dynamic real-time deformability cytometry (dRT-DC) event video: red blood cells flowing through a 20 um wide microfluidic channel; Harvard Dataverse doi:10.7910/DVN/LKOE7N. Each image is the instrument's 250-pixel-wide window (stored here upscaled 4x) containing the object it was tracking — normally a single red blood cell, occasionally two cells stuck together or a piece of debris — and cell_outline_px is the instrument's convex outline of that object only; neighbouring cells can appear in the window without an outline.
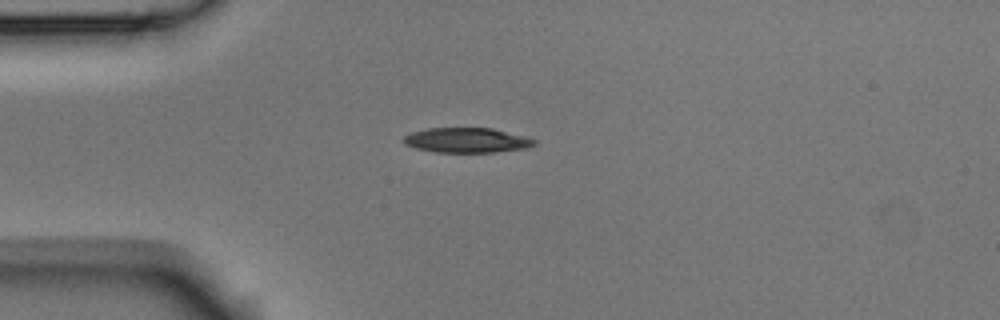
{"species": "Egyptian fruit bat (a non-hibernating species)", "species_latin": "Rousettus aegyptiacus", "temperature_condition": "room temperature", "stored_images_in_passage": 4, "camera_frame_rate_fps": 3000, "um_per_image_px": 0.085, "animal": {"sex": "male"}, "frame": {"image": 1, "passage_image": 1, "time_ms": 0.0, "image_size_px": [1000, 320], "cell_outline_px": [[536, 144], [528, 148], [492, 152], [436, 152], [416, 148], [404, 144], [400, 140], [404, 136], [412, 132], [428, 128], [492, 128], [524, 136], [536, 140]], "centroid_in_image_um": [39.65, 11.92], "position_along_channel_um": 45.3, "area_um2": 18.96}}
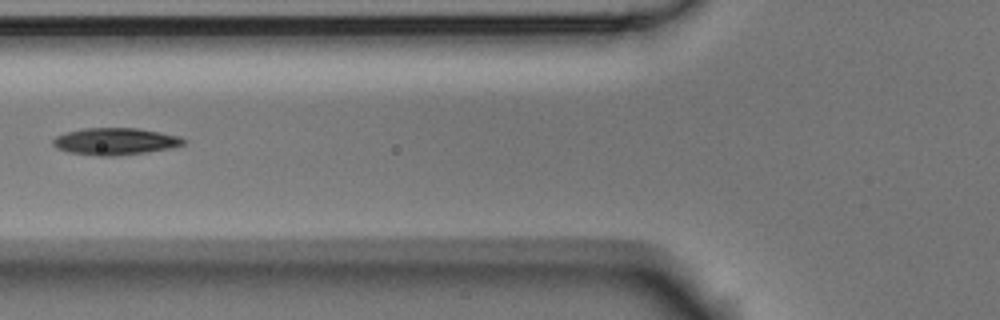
{"frame": {"image": 2, "passage_image": 3, "time_ms": 0.667, "image_size_px": [1000, 320], "cell_outline_px": [[188, 140], [184, 144], [168, 148], [144, 152], [116, 156], [96, 156], [68, 152], [56, 148], [52, 144], [52, 140], [56, 136], [68, 132], [84, 128], [140, 128], [180, 136]], "centroid_in_image_um": [9.78, 12.01], "position_along_channel_um": 116.0, "area_um2": 20.52}}
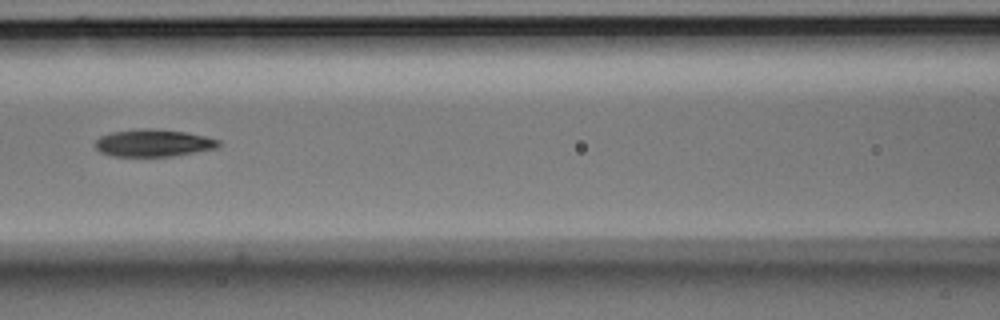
{"frame": {"image": 3, "passage_image": 4, "time_ms": 1.0, "image_size_px": [1000, 320], "cell_outline_px": [[220, 144], [216, 148], [196, 152], [172, 156], [112, 156], [100, 152], [96, 148], [96, 140], [100, 136], [112, 132], [140, 128], [152, 128], [184, 132], [204, 136], [220, 140]], "centroid_in_image_um": [13.02, 12.15], "position_along_channel_um": 153.6, "area_um2": 19.54}}